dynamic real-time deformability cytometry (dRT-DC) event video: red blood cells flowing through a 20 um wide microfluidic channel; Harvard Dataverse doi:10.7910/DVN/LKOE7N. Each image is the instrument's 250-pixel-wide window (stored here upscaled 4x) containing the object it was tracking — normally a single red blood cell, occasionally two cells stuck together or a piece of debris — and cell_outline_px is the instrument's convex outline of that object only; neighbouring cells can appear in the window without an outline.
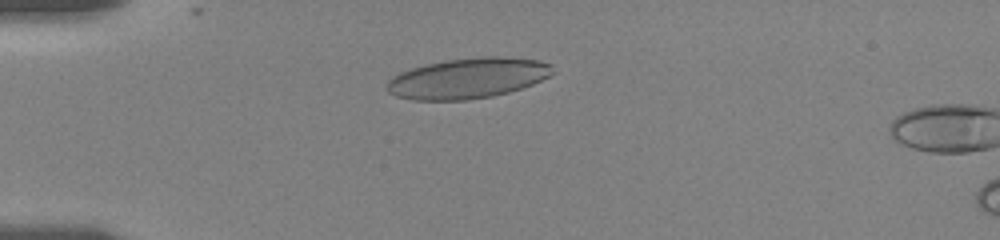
{"species": "human", "species_latin": "Homo sapiens", "temperature_condition": "room temperature", "stored_images_in_passage": 18, "camera_frame_rate_fps": 3000, "um_per_image_px": 0.085, "donor": {"sex": "female"}, "frame": {"image": 1, "passage_image": 15, "time_ms": 4.0, "image_size_px": [1000, 240], "cell_outline_px": [[556, 72], [532, 84], [508, 92], [492, 96], [464, 100], [412, 100], [396, 96], [388, 92], [388, 80], [392, 76], [400, 72], [412, 68], [444, 60], [484, 56], [500, 56], [540, 60], [552, 64]], "centroid_in_image_um": [39.79, 6.64], "position_along_channel_um": 45.2, "area_um2": 39.07}}